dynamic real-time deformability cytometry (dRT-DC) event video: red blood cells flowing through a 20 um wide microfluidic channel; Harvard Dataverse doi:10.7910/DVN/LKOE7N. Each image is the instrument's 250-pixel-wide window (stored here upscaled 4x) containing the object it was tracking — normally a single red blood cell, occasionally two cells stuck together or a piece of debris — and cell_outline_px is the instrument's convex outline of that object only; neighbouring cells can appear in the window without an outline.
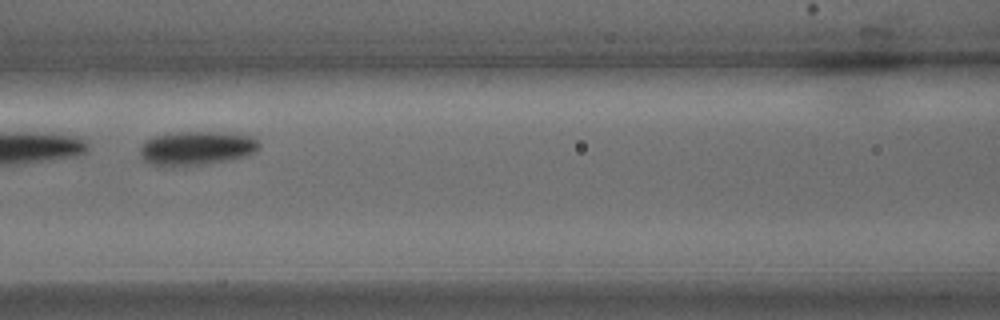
{"species": "common noctule bat (a hibernating species)", "species_latin": "Nyctalus noctula", "temperature_condition": "warm", "stored_images_in_passage": 31, "camera_frame_rate_fps": 3000, "um_per_image_px": 0.085, "animal": {"sex": "male", "body_mass_g": 15.6}, "frame": {"image": 1, "passage_image": 13, "time_ms": 4.0, "image_size_px": [1000, 320], "cell_outline_px": [[260, 148], [256, 152], [244, 156], [228, 160], [208, 164], [164, 168], [160, 168], [144, 160], [140, 152], [140, 144], [144, 140], [152, 136], [168, 132], [216, 132], [256, 136], [260, 144]], "centroid_in_image_um": [16.67, 12.6], "position_along_channel_um": 149.9, "area_um2": 24.33}}
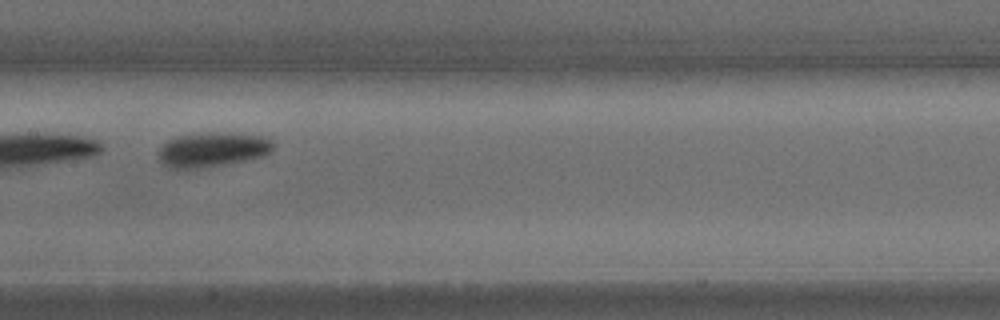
{"frame": {"image": 2, "passage_image": 15, "time_ms": 4.667, "image_size_px": [1000, 320], "cell_outline_px": [[276, 144], [264, 156], [224, 164], [196, 168], [172, 168], [164, 164], [160, 160], [160, 148], [168, 140], [176, 136], [200, 132], [232, 132], [268, 136]], "centroid_in_image_um": [18.12, 12.67], "position_along_channel_um": 189.3, "area_um2": 23.24}}